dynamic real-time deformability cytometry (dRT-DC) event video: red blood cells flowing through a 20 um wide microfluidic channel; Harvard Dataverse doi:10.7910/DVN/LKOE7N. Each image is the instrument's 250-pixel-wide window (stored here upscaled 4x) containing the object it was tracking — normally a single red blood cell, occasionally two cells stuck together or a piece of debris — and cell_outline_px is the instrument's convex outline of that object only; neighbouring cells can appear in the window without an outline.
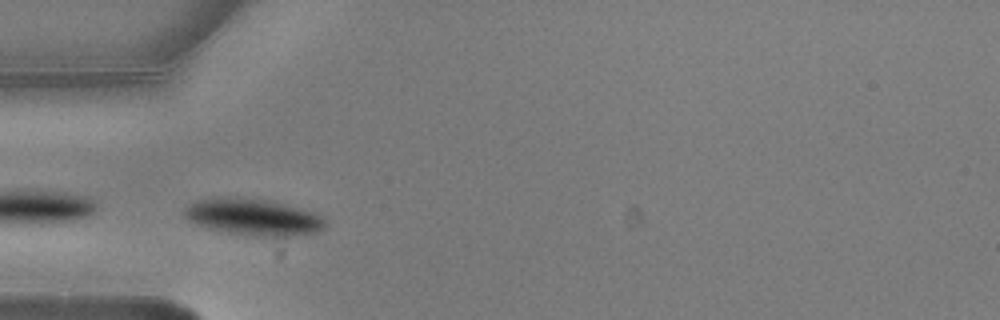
{"species": "common noctule bat (a hibernating species)", "species_latin": "Nyctalus noctula", "temperature_condition": "warm", "stored_images_in_passage": 3, "camera_frame_rate_fps": 3000, "um_per_image_px": 0.085, "animal": {"sex": "male", "body_mass_g": 20.5, "forearm_length_mm": 52.5}, "frame": {"image": 1, "passage_image": 2, "time_ms": 0.333, "image_size_px": [1000, 320], "cell_outline_px": [[324, 228], [316, 232], [292, 236], [248, 236], [208, 228], [196, 224], [188, 220], [184, 216], [184, 208], [188, 204], [200, 200], [216, 196], [244, 196], [272, 200], [316, 212], [324, 216]], "centroid_in_image_um": [21.52, 18.42], "position_along_channel_um": 63.5, "area_um2": 30.75}}